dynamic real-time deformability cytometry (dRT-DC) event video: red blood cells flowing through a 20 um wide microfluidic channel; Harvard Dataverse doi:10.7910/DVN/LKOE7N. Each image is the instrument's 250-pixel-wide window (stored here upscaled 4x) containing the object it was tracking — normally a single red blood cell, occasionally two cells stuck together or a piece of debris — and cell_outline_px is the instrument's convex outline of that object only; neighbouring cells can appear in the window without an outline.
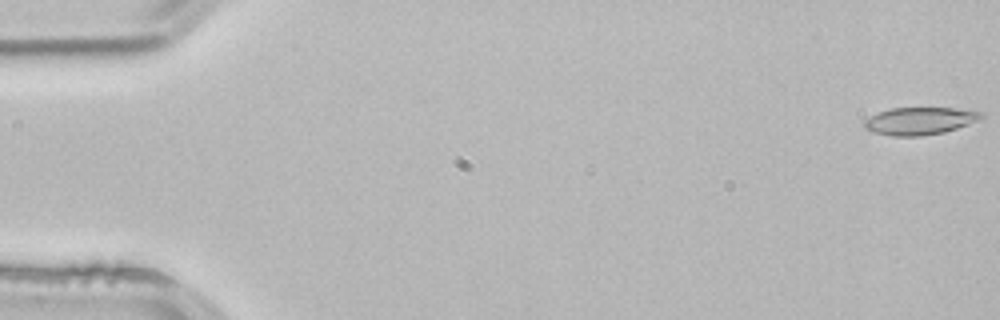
{"species": "common noctule bat (a hibernating species)", "species_latin": "Nyctalus noctula", "temperature_condition": "room temperature", "stored_images_in_passage": 4, "camera_frame_rate_fps": 3000, "um_per_image_px": 0.085, "animal": {"sex": "male", "body_mass_g": 21.5, "forearm_length_mm": 52.0}, "frame": {"image": 1, "passage_image": 1, "time_ms": 0.0, "image_size_px": [1000, 320], "cell_outline_px": [[984, 116], [980, 120], [944, 132], [920, 136], [892, 136], [872, 132], [864, 128], [864, 120], [880, 112], [892, 108], [952, 108], [980, 112]], "centroid_in_image_um": [78.16, 10.29], "position_along_channel_um": 6.8, "area_um2": 18.5}}